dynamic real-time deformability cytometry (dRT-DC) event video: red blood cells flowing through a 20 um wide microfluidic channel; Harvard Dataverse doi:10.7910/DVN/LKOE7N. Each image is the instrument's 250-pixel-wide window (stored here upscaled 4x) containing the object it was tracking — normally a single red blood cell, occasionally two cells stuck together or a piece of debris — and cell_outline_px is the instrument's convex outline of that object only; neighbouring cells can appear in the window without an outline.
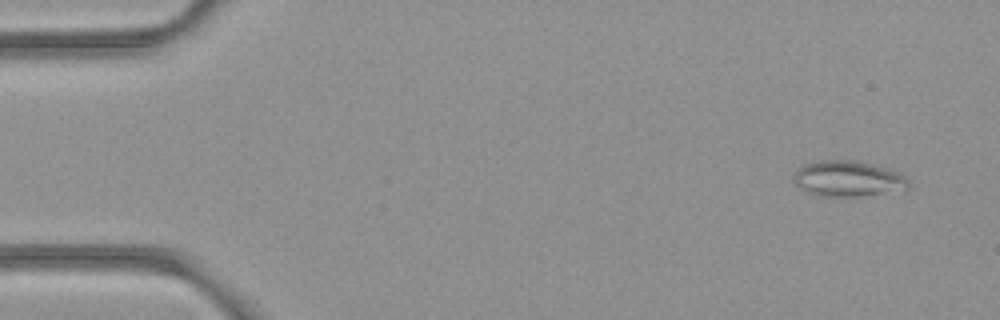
{"species": "common noctule bat (a hibernating species)", "species_latin": "Nyctalus noctula", "temperature_condition": "room temperature", "stored_images_in_passage": 5, "camera_frame_rate_fps": 3000, "um_per_image_px": 0.085, "animal": {"sex": "female", "body_mass_g": 21.9}, "frame": {"image": 1, "passage_image": 1, "time_ms": 0.0, "image_size_px": [1000, 320], "cell_outline_px": [[908, 188], [860, 196], [828, 196], [812, 192], [800, 188], [796, 184], [792, 176], [804, 164], [820, 160], [856, 160], [872, 164], [900, 172], [908, 180]], "centroid_in_image_um": [72.08, 15.16], "position_along_channel_um": 12.9, "area_um2": 23.41}}